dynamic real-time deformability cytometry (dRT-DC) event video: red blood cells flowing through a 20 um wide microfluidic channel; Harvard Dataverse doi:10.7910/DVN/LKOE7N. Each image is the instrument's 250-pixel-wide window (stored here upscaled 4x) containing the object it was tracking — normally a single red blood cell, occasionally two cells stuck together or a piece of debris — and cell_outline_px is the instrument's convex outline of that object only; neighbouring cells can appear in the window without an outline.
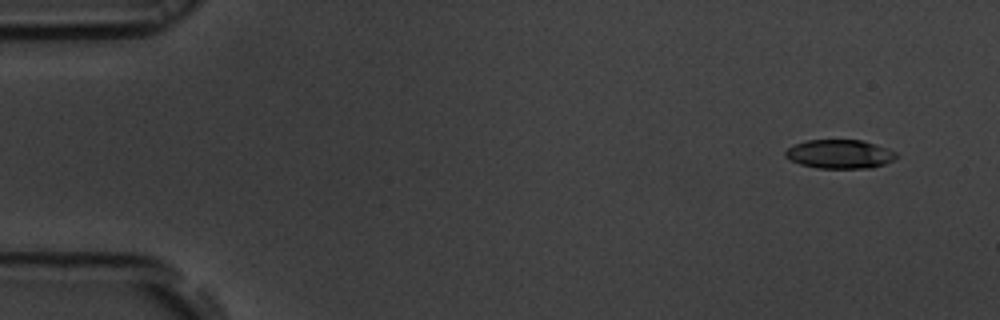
{"species": "common noctule bat (a hibernating species)", "species_latin": "Nyctalus noctula", "temperature_condition": "room temperature", "stored_images_in_passage": 53, "segment_of_instrument_passage": [1, 2], "camera_frame_rate_fps": 3000, "um_per_image_px": 0.085, "animal": {"sex": "male", "body_mass_g": 19.5, "forearm_length_mm": 54.6}, "frame": {"image": 1, "passage_image": 1, "time_ms": 0.0, "image_size_px": [1000, 320], "cell_outline_px": [[900, 156], [884, 164], [872, 168], [816, 168], [800, 164], [784, 156], [784, 152], [788, 148], [804, 140], [860, 140], [876, 144], [896, 152]], "centroid_in_image_um": [71.38, 13.1], "position_along_channel_um": 13.6, "area_um2": 18.67}}
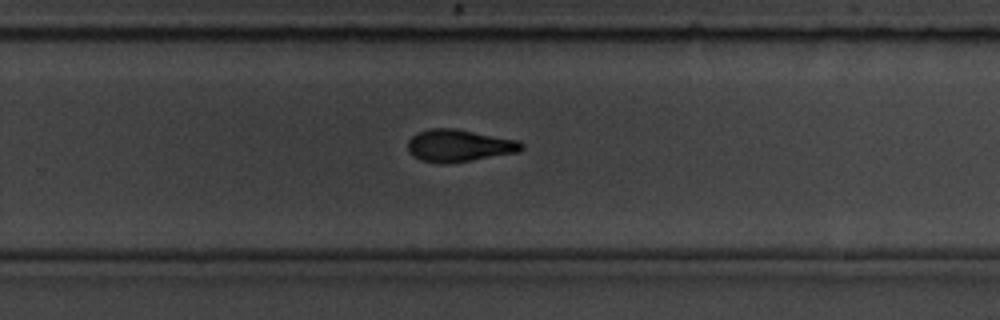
{"frame": {"image": 2, "passage_image": 33, "time_ms": 10.667, "image_size_px": [1000, 320], "cell_outline_px": [[524, 148], [520, 152], [472, 160], [420, 160], [412, 156], [408, 152], [408, 140], [412, 136], [428, 128], [452, 128], [520, 140], [524, 144]], "centroid_in_image_um": [39.08, 12.33], "position_along_channel_um": 290.7, "area_um2": 20.75}}
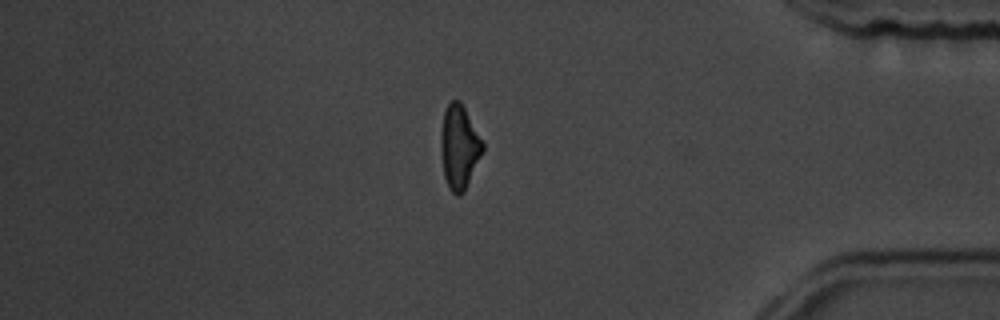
{"frame": {"image": 3, "passage_image": 44, "time_ms": 14.333, "image_size_px": [1000, 320], "cell_outline_px": [[484, 148], [464, 192], [460, 196], [456, 196], [448, 188], [444, 176], [440, 152], [440, 136], [444, 112], [448, 104], [452, 100], [460, 100], [484, 144]], "centroid_in_image_um": [39.01, 12.52], "position_along_channel_um": 396.2, "area_um2": 20.35}}